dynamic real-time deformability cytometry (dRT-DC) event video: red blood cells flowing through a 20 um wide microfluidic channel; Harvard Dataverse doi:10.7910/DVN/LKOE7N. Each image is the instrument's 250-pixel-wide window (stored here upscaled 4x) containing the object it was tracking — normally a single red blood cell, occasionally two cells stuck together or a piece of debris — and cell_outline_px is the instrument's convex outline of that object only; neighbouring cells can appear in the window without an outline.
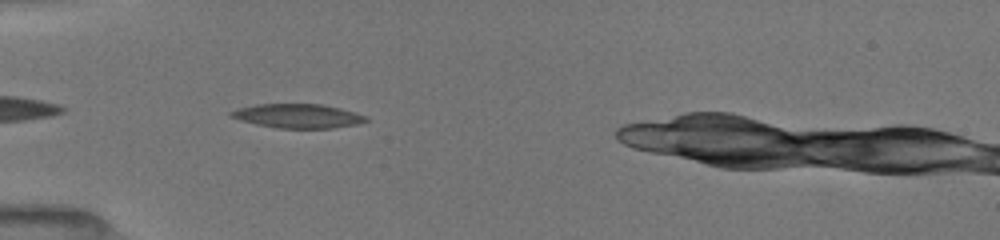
{"species": "common noctule bat (a hibernating species)", "species_latin": "Nyctalus noctula", "temperature_condition": "room temperature", "stored_images_in_passage": 16, "camera_frame_rate_fps": 3000, "um_per_image_px": 0.085, "animal": {"sex": "female", "body_mass_g": 19.5, "forearm_length_mm": 54.1}, "frame": {"image": 1, "passage_image": 3, "time_ms": 0.667, "image_size_px": [1000, 240], "cell_outline_px": [[368, 120], [356, 124], [332, 128], [280, 128], [256, 124], [240, 120], [232, 116], [228, 112], [240, 108], [256, 104], [320, 104], [368, 116]], "centroid_in_image_um": [25.3, 9.86], "position_along_channel_um": 59.7, "area_um2": 18.55}}
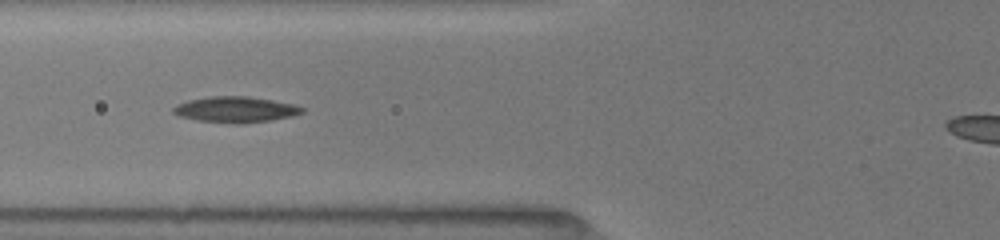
{"frame": {"image": 2, "passage_image": 7, "time_ms": 2.0, "image_size_px": [1000, 240], "cell_outline_px": [[304, 112], [292, 116], [272, 120], [244, 124], [236, 124], [196, 120], [180, 116], [172, 112], [172, 108], [176, 104], [188, 100], [212, 96], [248, 96], [272, 100], [292, 104], [304, 108]], "centroid_in_image_um": [20.01, 9.31], "position_along_channel_um": 105.8, "area_um2": 19.48}}
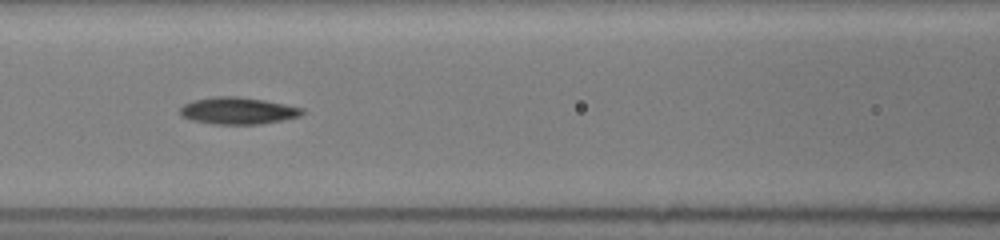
{"frame": {"image": 3, "passage_image": 10, "time_ms": 3.0, "image_size_px": [1000, 240], "cell_outline_px": [[304, 112], [300, 116], [260, 124], [216, 124], [192, 120], [184, 116], [180, 112], [180, 108], [184, 104], [196, 100], [212, 96], [240, 96], [264, 100], [300, 108]], "centroid_in_image_um": [20.2, 9.4], "position_along_channel_um": 146.4, "area_um2": 18.79}}